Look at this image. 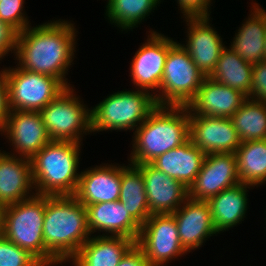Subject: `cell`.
I'll list each match as a JSON object with an SVG mask.
<instances>
[{
  "mask_svg": "<svg viewBox=\"0 0 266 266\" xmlns=\"http://www.w3.org/2000/svg\"><path fill=\"white\" fill-rule=\"evenodd\" d=\"M75 23L65 20L46 22L18 32L15 59L18 67L53 76L66 87H71L65 74L76 53ZM75 52V53H74Z\"/></svg>",
  "mask_w": 266,
  "mask_h": 266,
  "instance_id": "cell-1",
  "label": "cell"
},
{
  "mask_svg": "<svg viewBox=\"0 0 266 266\" xmlns=\"http://www.w3.org/2000/svg\"><path fill=\"white\" fill-rule=\"evenodd\" d=\"M90 237L86 208L74 195H46L45 266L70 263Z\"/></svg>",
  "mask_w": 266,
  "mask_h": 266,
  "instance_id": "cell-2",
  "label": "cell"
},
{
  "mask_svg": "<svg viewBox=\"0 0 266 266\" xmlns=\"http://www.w3.org/2000/svg\"><path fill=\"white\" fill-rule=\"evenodd\" d=\"M133 133L128 161L151 163L189 140V110L186 106L157 105Z\"/></svg>",
  "mask_w": 266,
  "mask_h": 266,
  "instance_id": "cell-3",
  "label": "cell"
},
{
  "mask_svg": "<svg viewBox=\"0 0 266 266\" xmlns=\"http://www.w3.org/2000/svg\"><path fill=\"white\" fill-rule=\"evenodd\" d=\"M81 144L71 141H50L31 159L36 194L75 195L81 175L77 171Z\"/></svg>",
  "mask_w": 266,
  "mask_h": 266,
  "instance_id": "cell-4",
  "label": "cell"
},
{
  "mask_svg": "<svg viewBox=\"0 0 266 266\" xmlns=\"http://www.w3.org/2000/svg\"><path fill=\"white\" fill-rule=\"evenodd\" d=\"M156 106L155 97L146 90L115 92L91 108L92 132L135 131Z\"/></svg>",
  "mask_w": 266,
  "mask_h": 266,
  "instance_id": "cell-5",
  "label": "cell"
},
{
  "mask_svg": "<svg viewBox=\"0 0 266 266\" xmlns=\"http://www.w3.org/2000/svg\"><path fill=\"white\" fill-rule=\"evenodd\" d=\"M46 195H38L5 206L2 235L28 250L45 266L43 223Z\"/></svg>",
  "mask_w": 266,
  "mask_h": 266,
  "instance_id": "cell-6",
  "label": "cell"
},
{
  "mask_svg": "<svg viewBox=\"0 0 266 266\" xmlns=\"http://www.w3.org/2000/svg\"><path fill=\"white\" fill-rule=\"evenodd\" d=\"M40 114L51 141L81 143L83 134L92 133L91 109L74 94L72 86L48 103Z\"/></svg>",
  "mask_w": 266,
  "mask_h": 266,
  "instance_id": "cell-7",
  "label": "cell"
},
{
  "mask_svg": "<svg viewBox=\"0 0 266 266\" xmlns=\"http://www.w3.org/2000/svg\"><path fill=\"white\" fill-rule=\"evenodd\" d=\"M205 79L190 55L176 42L168 51L157 105L187 106Z\"/></svg>",
  "mask_w": 266,
  "mask_h": 266,
  "instance_id": "cell-8",
  "label": "cell"
},
{
  "mask_svg": "<svg viewBox=\"0 0 266 266\" xmlns=\"http://www.w3.org/2000/svg\"><path fill=\"white\" fill-rule=\"evenodd\" d=\"M9 110L40 112L67 87L57 78L16 67L4 68Z\"/></svg>",
  "mask_w": 266,
  "mask_h": 266,
  "instance_id": "cell-9",
  "label": "cell"
},
{
  "mask_svg": "<svg viewBox=\"0 0 266 266\" xmlns=\"http://www.w3.org/2000/svg\"><path fill=\"white\" fill-rule=\"evenodd\" d=\"M136 244L150 266H165L169 261L188 254L180 243L172 214H151L141 226Z\"/></svg>",
  "mask_w": 266,
  "mask_h": 266,
  "instance_id": "cell-10",
  "label": "cell"
},
{
  "mask_svg": "<svg viewBox=\"0 0 266 266\" xmlns=\"http://www.w3.org/2000/svg\"><path fill=\"white\" fill-rule=\"evenodd\" d=\"M148 34L132 58L129 76L136 89L151 91L155 96L160 90L168 51L176 41L154 30Z\"/></svg>",
  "mask_w": 266,
  "mask_h": 266,
  "instance_id": "cell-11",
  "label": "cell"
},
{
  "mask_svg": "<svg viewBox=\"0 0 266 266\" xmlns=\"http://www.w3.org/2000/svg\"><path fill=\"white\" fill-rule=\"evenodd\" d=\"M240 182L235 153L206 154L198 175L188 188V197L208 201Z\"/></svg>",
  "mask_w": 266,
  "mask_h": 266,
  "instance_id": "cell-12",
  "label": "cell"
},
{
  "mask_svg": "<svg viewBox=\"0 0 266 266\" xmlns=\"http://www.w3.org/2000/svg\"><path fill=\"white\" fill-rule=\"evenodd\" d=\"M0 133L14 147L12 155L30 160L51 141L40 112L9 110Z\"/></svg>",
  "mask_w": 266,
  "mask_h": 266,
  "instance_id": "cell-13",
  "label": "cell"
},
{
  "mask_svg": "<svg viewBox=\"0 0 266 266\" xmlns=\"http://www.w3.org/2000/svg\"><path fill=\"white\" fill-rule=\"evenodd\" d=\"M189 139L205 154L235 153L241 144L230 118L189 112Z\"/></svg>",
  "mask_w": 266,
  "mask_h": 266,
  "instance_id": "cell-14",
  "label": "cell"
},
{
  "mask_svg": "<svg viewBox=\"0 0 266 266\" xmlns=\"http://www.w3.org/2000/svg\"><path fill=\"white\" fill-rule=\"evenodd\" d=\"M210 18H186V45L181 44L205 77L211 75L221 51L226 47L221 36L210 24Z\"/></svg>",
  "mask_w": 266,
  "mask_h": 266,
  "instance_id": "cell-15",
  "label": "cell"
},
{
  "mask_svg": "<svg viewBox=\"0 0 266 266\" xmlns=\"http://www.w3.org/2000/svg\"><path fill=\"white\" fill-rule=\"evenodd\" d=\"M142 172L150 214H172L189 197L188 188L151 163L136 165Z\"/></svg>",
  "mask_w": 266,
  "mask_h": 266,
  "instance_id": "cell-16",
  "label": "cell"
},
{
  "mask_svg": "<svg viewBox=\"0 0 266 266\" xmlns=\"http://www.w3.org/2000/svg\"><path fill=\"white\" fill-rule=\"evenodd\" d=\"M172 215L177 224L180 243L189 253L218 234L207 201L188 198Z\"/></svg>",
  "mask_w": 266,
  "mask_h": 266,
  "instance_id": "cell-17",
  "label": "cell"
},
{
  "mask_svg": "<svg viewBox=\"0 0 266 266\" xmlns=\"http://www.w3.org/2000/svg\"><path fill=\"white\" fill-rule=\"evenodd\" d=\"M246 99L240 91L205 77L186 107L192 114L231 118Z\"/></svg>",
  "mask_w": 266,
  "mask_h": 266,
  "instance_id": "cell-18",
  "label": "cell"
},
{
  "mask_svg": "<svg viewBox=\"0 0 266 266\" xmlns=\"http://www.w3.org/2000/svg\"><path fill=\"white\" fill-rule=\"evenodd\" d=\"M121 165L102 163L86 169L79 178L75 197L84 205L119 200Z\"/></svg>",
  "mask_w": 266,
  "mask_h": 266,
  "instance_id": "cell-19",
  "label": "cell"
},
{
  "mask_svg": "<svg viewBox=\"0 0 266 266\" xmlns=\"http://www.w3.org/2000/svg\"><path fill=\"white\" fill-rule=\"evenodd\" d=\"M85 208L91 236L98 231L97 234L105 232L102 236L128 237L137 242L141 226L119 200L91 204Z\"/></svg>",
  "mask_w": 266,
  "mask_h": 266,
  "instance_id": "cell-20",
  "label": "cell"
},
{
  "mask_svg": "<svg viewBox=\"0 0 266 266\" xmlns=\"http://www.w3.org/2000/svg\"><path fill=\"white\" fill-rule=\"evenodd\" d=\"M31 160L0 150V203H18L36 194Z\"/></svg>",
  "mask_w": 266,
  "mask_h": 266,
  "instance_id": "cell-21",
  "label": "cell"
},
{
  "mask_svg": "<svg viewBox=\"0 0 266 266\" xmlns=\"http://www.w3.org/2000/svg\"><path fill=\"white\" fill-rule=\"evenodd\" d=\"M251 4V14L236 31L229 47L248 64L256 65L265 60L266 10L259 3Z\"/></svg>",
  "mask_w": 266,
  "mask_h": 266,
  "instance_id": "cell-22",
  "label": "cell"
},
{
  "mask_svg": "<svg viewBox=\"0 0 266 266\" xmlns=\"http://www.w3.org/2000/svg\"><path fill=\"white\" fill-rule=\"evenodd\" d=\"M94 236V237H93ZM90 237L71 259L74 266H118L125 253L136 243L128 237Z\"/></svg>",
  "mask_w": 266,
  "mask_h": 266,
  "instance_id": "cell-23",
  "label": "cell"
},
{
  "mask_svg": "<svg viewBox=\"0 0 266 266\" xmlns=\"http://www.w3.org/2000/svg\"><path fill=\"white\" fill-rule=\"evenodd\" d=\"M205 155L189 139L175 149L159 155L151 164L189 188L201 169Z\"/></svg>",
  "mask_w": 266,
  "mask_h": 266,
  "instance_id": "cell-24",
  "label": "cell"
},
{
  "mask_svg": "<svg viewBox=\"0 0 266 266\" xmlns=\"http://www.w3.org/2000/svg\"><path fill=\"white\" fill-rule=\"evenodd\" d=\"M252 187L242 182L222 190L209 199L214 228L217 233L224 232L243 221L248 208V193Z\"/></svg>",
  "mask_w": 266,
  "mask_h": 266,
  "instance_id": "cell-25",
  "label": "cell"
},
{
  "mask_svg": "<svg viewBox=\"0 0 266 266\" xmlns=\"http://www.w3.org/2000/svg\"><path fill=\"white\" fill-rule=\"evenodd\" d=\"M119 201L130 216L142 226L151 216L141 170L132 163L121 166V187Z\"/></svg>",
  "mask_w": 266,
  "mask_h": 266,
  "instance_id": "cell-26",
  "label": "cell"
},
{
  "mask_svg": "<svg viewBox=\"0 0 266 266\" xmlns=\"http://www.w3.org/2000/svg\"><path fill=\"white\" fill-rule=\"evenodd\" d=\"M252 68L253 65L248 64L233 49L225 47L209 77L240 91L248 98L252 86Z\"/></svg>",
  "mask_w": 266,
  "mask_h": 266,
  "instance_id": "cell-27",
  "label": "cell"
},
{
  "mask_svg": "<svg viewBox=\"0 0 266 266\" xmlns=\"http://www.w3.org/2000/svg\"><path fill=\"white\" fill-rule=\"evenodd\" d=\"M235 155L242 183L256 187L266 184V139L242 142Z\"/></svg>",
  "mask_w": 266,
  "mask_h": 266,
  "instance_id": "cell-28",
  "label": "cell"
},
{
  "mask_svg": "<svg viewBox=\"0 0 266 266\" xmlns=\"http://www.w3.org/2000/svg\"><path fill=\"white\" fill-rule=\"evenodd\" d=\"M160 3L161 0H108L105 15L108 21L122 29L121 31H132Z\"/></svg>",
  "mask_w": 266,
  "mask_h": 266,
  "instance_id": "cell-29",
  "label": "cell"
},
{
  "mask_svg": "<svg viewBox=\"0 0 266 266\" xmlns=\"http://www.w3.org/2000/svg\"><path fill=\"white\" fill-rule=\"evenodd\" d=\"M230 119L241 143L266 139V102L247 98Z\"/></svg>",
  "mask_w": 266,
  "mask_h": 266,
  "instance_id": "cell-30",
  "label": "cell"
},
{
  "mask_svg": "<svg viewBox=\"0 0 266 266\" xmlns=\"http://www.w3.org/2000/svg\"><path fill=\"white\" fill-rule=\"evenodd\" d=\"M0 266H44L28 250L0 236Z\"/></svg>",
  "mask_w": 266,
  "mask_h": 266,
  "instance_id": "cell-31",
  "label": "cell"
},
{
  "mask_svg": "<svg viewBox=\"0 0 266 266\" xmlns=\"http://www.w3.org/2000/svg\"><path fill=\"white\" fill-rule=\"evenodd\" d=\"M24 2V0L0 1V20L10 25L17 32L23 31L31 24L29 23V17H27L26 13L23 11Z\"/></svg>",
  "mask_w": 266,
  "mask_h": 266,
  "instance_id": "cell-32",
  "label": "cell"
},
{
  "mask_svg": "<svg viewBox=\"0 0 266 266\" xmlns=\"http://www.w3.org/2000/svg\"><path fill=\"white\" fill-rule=\"evenodd\" d=\"M248 98L255 101L266 102V60L253 65L252 86Z\"/></svg>",
  "mask_w": 266,
  "mask_h": 266,
  "instance_id": "cell-33",
  "label": "cell"
},
{
  "mask_svg": "<svg viewBox=\"0 0 266 266\" xmlns=\"http://www.w3.org/2000/svg\"><path fill=\"white\" fill-rule=\"evenodd\" d=\"M212 0H177L178 8L186 18H209Z\"/></svg>",
  "mask_w": 266,
  "mask_h": 266,
  "instance_id": "cell-34",
  "label": "cell"
},
{
  "mask_svg": "<svg viewBox=\"0 0 266 266\" xmlns=\"http://www.w3.org/2000/svg\"><path fill=\"white\" fill-rule=\"evenodd\" d=\"M18 32L10 25L0 20V60L8 56V53H15ZM13 51V52H12Z\"/></svg>",
  "mask_w": 266,
  "mask_h": 266,
  "instance_id": "cell-35",
  "label": "cell"
},
{
  "mask_svg": "<svg viewBox=\"0 0 266 266\" xmlns=\"http://www.w3.org/2000/svg\"><path fill=\"white\" fill-rule=\"evenodd\" d=\"M118 266H150L142 249L135 243L122 257Z\"/></svg>",
  "mask_w": 266,
  "mask_h": 266,
  "instance_id": "cell-36",
  "label": "cell"
},
{
  "mask_svg": "<svg viewBox=\"0 0 266 266\" xmlns=\"http://www.w3.org/2000/svg\"><path fill=\"white\" fill-rule=\"evenodd\" d=\"M8 105H7V84L5 79V71H0V131L3 129L6 118L8 116Z\"/></svg>",
  "mask_w": 266,
  "mask_h": 266,
  "instance_id": "cell-37",
  "label": "cell"
},
{
  "mask_svg": "<svg viewBox=\"0 0 266 266\" xmlns=\"http://www.w3.org/2000/svg\"><path fill=\"white\" fill-rule=\"evenodd\" d=\"M4 209L5 206L2 203H0V236L3 233Z\"/></svg>",
  "mask_w": 266,
  "mask_h": 266,
  "instance_id": "cell-38",
  "label": "cell"
},
{
  "mask_svg": "<svg viewBox=\"0 0 266 266\" xmlns=\"http://www.w3.org/2000/svg\"><path fill=\"white\" fill-rule=\"evenodd\" d=\"M265 60H266V32H265Z\"/></svg>",
  "mask_w": 266,
  "mask_h": 266,
  "instance_id": "cell-39",
  "label": "cell"
}]
</instances>
